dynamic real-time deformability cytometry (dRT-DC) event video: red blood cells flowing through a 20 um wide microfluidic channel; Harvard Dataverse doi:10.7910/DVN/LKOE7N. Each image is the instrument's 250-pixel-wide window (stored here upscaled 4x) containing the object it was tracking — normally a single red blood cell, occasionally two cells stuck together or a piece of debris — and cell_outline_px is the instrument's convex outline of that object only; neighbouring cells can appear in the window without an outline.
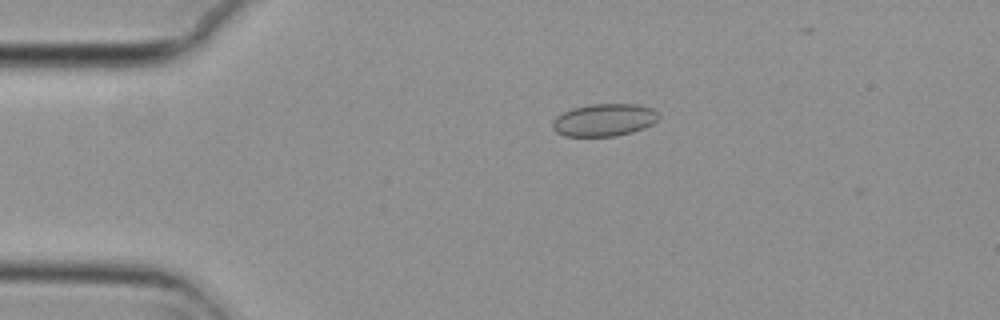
{"species": "common noctule bat (a hibernating species)", "species_latin": "Nyctalus noctula", "temperature_condition": "cold", "stored_images_in_passage": 2, "camera_frame_rate_fps": 3000, "um_per_image_px": 0.085, "animal": {"sex": "female", "body_mass_g": 29.2, "forearm_length_mm": 56.3}, "frame": {"image": 1, "passage_image": 1, "time_ms": 0.0, "image_size_px": [1000, 320], "cell_outline_px": [[660, 116], [652, 124], [644, 128], [632, 132], [616, 136], [564, 136], [556, 132], [552, 128], [552, 120], [556, 116], [572, 108], [588, 104], [636, 104], [652, 108]], "centroid_in_image_um": [51.33, 10.2], "position_along_channel_um": 33.7, "area_um2": 20.17}}